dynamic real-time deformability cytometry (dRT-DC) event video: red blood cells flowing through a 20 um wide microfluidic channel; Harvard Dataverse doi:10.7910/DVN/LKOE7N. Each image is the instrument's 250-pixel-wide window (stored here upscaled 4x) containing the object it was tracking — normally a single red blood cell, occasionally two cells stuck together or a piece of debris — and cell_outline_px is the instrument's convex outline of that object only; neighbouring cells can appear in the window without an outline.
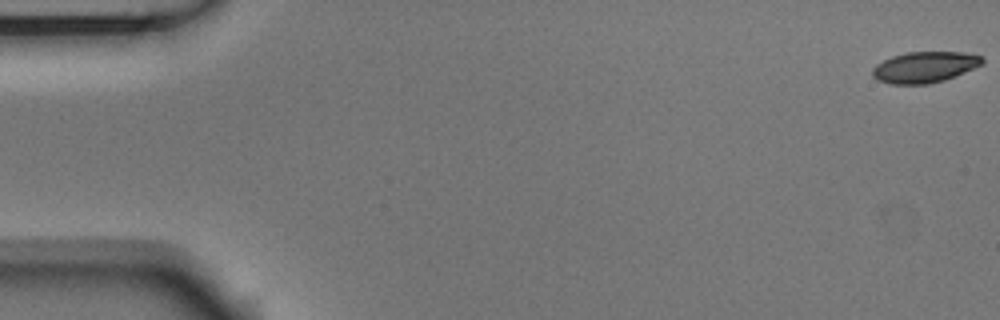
{"species": "Egyptian fruit bat (a non-hibernating species)", "species_latin": "Rousettus aegyptiacus", "temperature_condition": "room temperature", "stored_images_in_passage": 54, "camera_frame_rate_fps": 3000, "um_per_image_px": 0.085, "animal": {"sex": "male"}, "frame": {"image": 1, "passage_image": 1, "time_ms": 0.0, "image_size_px": [1000, 320], "cell_outline_px": [[984, 64], [956, 76], [944, 80], [928, 84], [892, 84], [876, 80], [872, 76], [872, 68], [876, 64], [892, 56], [908, 52], [964, 52], [984, 56]], "centroid_in_image_um": [78.62, 5.7], "position_along_channel_um": 6.4, "area_um2": 20.06}}
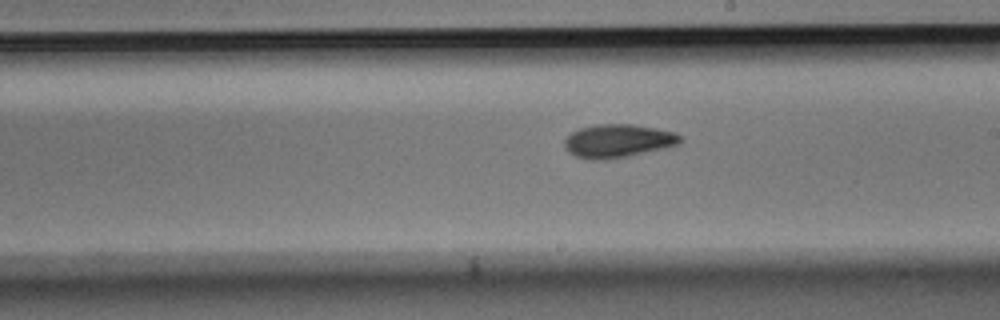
{"frame": {"image": 2, "passage_image": 31, "time_ms": 10.0, "image_size_px": [1000, 320], "cell_outline_px": [[684, 140], [680, 144], [668, 148], [628, 156], [604, 160], [588, 160], [576, 156], [568, 152], [564, 148], [564, 140], [572, 132], [580, 128], [596, 124], [632, 124], [656, 128], [676, 132]], "centroid_in_image_um": [52.55, 11.98], "position_along_channel_um": 236.4, "area_um2": 22.83}}
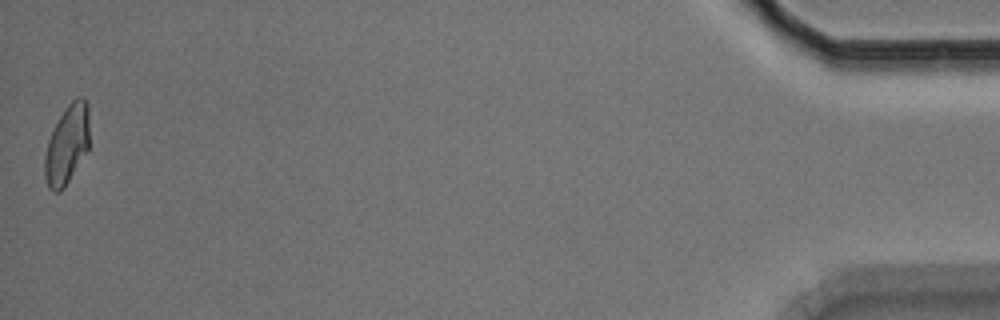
{"frame": {"image": 3, "passage_image": 54, "time_ms": 17.667, "image_size_px": [1000, 320], "cell_outline_px": [[88, 148], [64, 188], [60, 192], [52, 192], [48, 188], [44, 176], [44, 156], [48, 140], [60, 116], [68, 104], [76, 96], [84, 96], [88, 104]], "centroid_in_image_um": [5.68, 12.29], "position_along_channel_um": 429.5, "area_um2": 20.52}, "authors_computed_cell_mechanics": {"area_um2": 21.1837, "velocity_mm_per_s": 3.7461, "shape_relaxation_time_tau1_ms": 5.2632, "shape_relaxation_time_tau2_ms": 6.2803, "deformation_change_tau1": 0.1513, "deformation_change_tau2": 0.1153}}